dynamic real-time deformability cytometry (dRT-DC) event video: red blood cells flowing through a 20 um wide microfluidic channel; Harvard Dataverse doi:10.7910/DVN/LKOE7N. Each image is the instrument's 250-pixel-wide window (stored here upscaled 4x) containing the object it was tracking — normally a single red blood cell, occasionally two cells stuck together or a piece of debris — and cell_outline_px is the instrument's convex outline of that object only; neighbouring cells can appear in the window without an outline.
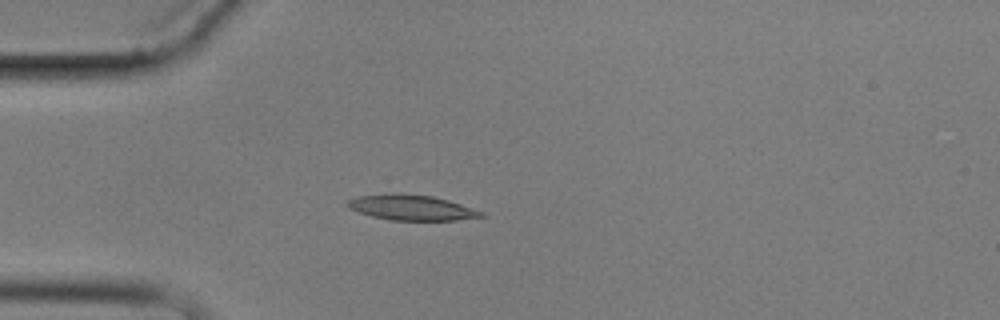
{"species": "common noctule bat (a hibernating species)", "species_latin": "Nyctalus noctula", "temperature_condition": "cold", "stored_images_in_passage": 1, "camera_frame_rate_fps": 3000, "um_per_image_px": 0.085, "animal": {"sex": "male", "body_mass_g": 17.9}, "frame": {"image": 1, "passage_image": 1, "time_ms": 0.0, "image_size_px": [1000, 320], "cell_outline_px": [[484, 216], [456, 220], [392, 220], [372, 216], [348, 208], [344, 204], [348, 200], [360, 196], [432, 196], [448, 200], [484, 212]], "centroid_in_image_um": [35.02, 17.69], "position_along_channel_um": 50.0, "area_um2": 18.61}}